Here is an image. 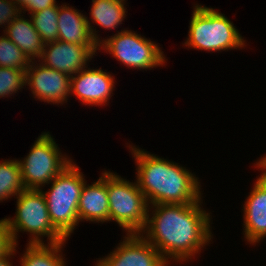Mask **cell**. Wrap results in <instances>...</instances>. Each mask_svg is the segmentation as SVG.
I'll list each match as a JSON object with an SVG mask.
<instances>
[{"mask_svg":"<svg viewBox=\"0 0 266 266\" xmlns=\"http://www.w3.org/2000/svg\"><path fill=\"white\" fill-rule=\"evenodd\" d=\"M202 204L203 198L191 204L148 206L146 224L140 234L170 265L187 264L198 255L201 257V250L212 244V212Z\"/></svg>","mask_w":266,"mask_h":266,"instance_id":"1","label":"cell"},{"mask_svg":"<svg viewBox=\"0 0 266 266\" xmlns=\"http://www.w3.org/2000/svg\"><path fill=\"white\" fill-rule=\"evenodd\" d=\"M126 146L134 158L135 179L148 205L191 204L204 198L201 180L190 169L152 154L132 142Z\"/></svg>","mask_w":266,"mask_h":266,"instance_id":"2","label":"cell"},{"mask_svg":"<svg viewBox=\"0 0 266 266\" xmlns=\"http://www.w3.org/2000/svg\"><path fill=\"white\" fill-rule=\"evenodd\" d=\"M191 15L188 37L182 43L188 50L221 53L247 47L246 39L221 11L196 3Z\"/></svg>","mask_w":266,"mask_h":266,"instance_id":"3","label":"cell"},{"mask_svg":"<svg viewBox=\"0 0 266 266\" xmlns=\"http://www.w3.org/2000/svg\"><path fill=\"white\" fill-rule=\"evenodd\" d=\"M75 161L70 163L48 185L43 193L53 226L67 239L79 225L78 203L86 179Z\"/></svg>","mask_w":266,"mask_h":266,"instance_id":"4","label":"cell"},{"mask_svg":"<svg viewBox=\"0 0 266 266\" xmlns=\"http://www.w3.org/2000/svg\"><path fill=\"white\" fill-rule=\"evenodd\" d=\"M16 199L15 216L5 217L15 245H19V232L27 233V242L60 243L68 241L52 224L46 199L41 190L25 189ZM47 238L46 240L44 238ZM46 241V242H45Z\"/></svg>","mask_w":266,"mask_h":266,"instance_id":"5","label":"cell"},{"mask_svg":"<svg viewBox=\"0 0 266 266\" xmlns=\"http://www.w3.org/2000/svg\"><path fill=\"white\" fill-rule=\"evenodd\" d=\"M109 223L115 222L125 234L140 233L146 224L148 203L136 179L132 182L107 170Z\"/></svg>","mask_w":266,"mask_h":266,"instance_id":"6","label":"cell"},{"mask_svg":"<svg viewBox=\"0 0 266 266\" xmlns=\"http://www.w3.org/2000/svg\"><path fill=\"white\" fill-rule=\"evenodd\" d=\"M49 131L41 132L29 153L17 159L25 189H43L74 160L63 153Z\"/></svg>","mask_w":266,"mask_h":266,"instance_id":"7","label":"cell"},{"mask_svg":"<svg viewBox=\"0 0 266 266\" xmlns=\"http://www.w3.org/2000/svg\"><path fill=\"white\" fill-rule=\"evenodd\" d=\"M127 29L117 30L115 34L103 38L98 52L103 50L104 53H109L121 65L132 70L147 71L166 66L168 59L156 42L137 31Z\"/></svg>","mask_w":266,"mask_h":266,"instance_id":"8","label":"cell"},{"mask_svg":"<svg viewBox=\"0 0 266 266\" xmlns=\"http://www.w3.org/2000/svg\"><path fill=\"white\" fill-rule=\"evenodd\" d=\"M95 266H171L140 234L123 235L120 243L105 257L94 261Z\"/></svg>","mask_w":266,"mask_h":266,"instance_id":"9","label":"cell"},{"mask_svg":"<svg viewBox=\"0 0 266 266\" xmlns=\"http://www.w3.org/2000/svg\"><path fill=\"white\" fill-rule=\"evenodd\" d=\"M26 86L36 101L62 106L70 98V76L39 61H31L26 69Z\"/></svg>","mask_w":266,"mask_h":266,"instance_id":"10","label":"cell"},{"mask_svg":"<svg viewBox=\"0 0 266 266\" xmlns=\"http://www.w3.org/2000/svg\"><path fill=\"white\" fill-rule=\"evenodd\" d=\"M253 168L261 170L243 205V234L246 244L256 246L266 238V168L255 161ZM264 239V240H263Z\"/></svg>","mask_w":266,"mask_h":266,"instance_id":"11","label":"cell"},{"mask_svg":"<svg viewBox=\"0 0 266 266\" xmlns=\"http://www.w3.org/2000/svg\"><path fill=\"white\" fill-rule=\"evenodd\" d=\"M106 70L90 68L70 77V97H76L85 106H107L115 90V77Z\"/></svg>","mask_w":266,"mask_h":266,"instance_id":"12","label":"cell"},{"mask_svg":"<svg viewBox=\"0 0 266 266\" xmlns=\"http://www.w3.org/2000/svg\"><path fill=\"white\" fill-rule=\"evenodd\" d=\"M99 51L98 45H80L56 40L44 44L39 62L70 77L85 69Z\"/></svg>","mask_w":266,"mask_h":266,"instance_id":"13","label":"cell"},{"mask_svg":"<svg viewBox=\"0 0 266 266\" xmlns=\"http://www.w3.org/2000/svg\"><path fill=\"white\" fill-rule=\"evenodd\" d=\"M99 179L84 184L78 203L80 222L108 223L109 200L107 192V170L102 171Z\"/></svg>","mask_w":266,"mask_h":266,"instance_id":"14","label":"cell"},{"mask_svg":"<svg viewBox=\"0 0 266 266\" xmlns=\"http://www.w3.org/2000/svg\"><path fill=\"white\" fill-rule=\"evenodd\" d=\"M127 1L92 0L89 12L91 16L89 18L87 16L86 19L92 38L98 46L103 42V39L100 34L98 35L100 31L97 30L96 26H100L105 30H117L120 25L124 24L122 22L126 19V14L128 13L126 7Z\"/></svg>","mask_w":266,"mask_h":266,"instance_id":"15","label":"cell"},{"mask_svg":"<svg viewBox=\"0 0 266 266\" xmlns=\"http://www.w3.org/2000/svg\"><path fill=\"white\" fill-rule=\"evenodd\" d=\"M87 16L69 4H59L58 40L80 45H97L90 33Z\"/></svg>","mask_w":266,"mask_h":266,"instance_id":"16","label":"cell"},{"mask_svg":"<svg viewBox=\"0 0 266 266\" xmlns=\"http://www.w3.org/2000/svg\"><path fill=\"white\" fill-rule=\"evenodd\" d=\"M24 17V13H20L2 33L20 48L30 61H38L42 56L44 43L30 17Z\"/></svg>","mask_w":266,"mask_h":266,"instance_id":"17","label":"cell"},{"mask_svg":"<svg viewBox=\"0 0 266 266\" xmlns=\"http://www.w3.org/2000/svg\"><path fill=\"white\" fill-rule=\"evenodd\" d=\"M67 241L60 243H27L25 251L19 256L21 266H66L64 247Z\"/></svg>","mask_w":266,"mask_h":266,"instance_id":"18","label":"cell"},{"mask_svg":"<svg viewBox=\"0 0 266 266\" xmlns=\"http://www.w3.org/2000/svg\"><path fill=\"white\" fill-rule=\"evenodd\" d=\"M24 190L18 160H0V203L15 198Z\"/></svg>","mask_w":266,"mask_h":266,"instance_id":"19","label":"cell"},{"mask_svg":"<svg viewBox=\"0 0 266 266\" xmlns=\"http://www.w3.org/2000/svg\"><path fill=\"white\" fill-rule=\"evenodd\" d=\"M59 4L28 15L44 44L58 40Z\"/></svg>","mask_w":266,"mask_h":266,"instance_id":"20","label":"cell"},{"mask_svg":"<svg viewBox=\"0 0 266 266\" xmlns=\"http://www.w3.org/2000/svg\"><path fill=\"white\" fill-rule=\"evenodd\" d=\"M31 61L5 34L0 36V67L26 70Z\"/></svg>","mask_w":266,"mask_h":266,"instance_id":"21","label":"cell"},{"mask_svg":"<svg viewBox=\"0 0 266 266\" xmlns=\"http://www.w3.org/2000/svg\"><path fill=\"white\" fill-rule=\"evenodd\" d=\"M26 87V70L0 67V99L11 98Z\"/></svg>","mask_w":266,"mask_h":266,"instance_id":"22","label":"cell"},{"mask_svg":"<svg viewBox=\"0 0 266 266\" xmlns=\"http://www.w3.org/2000/svg\"><path fill=\"white\" fill-rule=\"evenodd\" d=\"M20 13L13 0H0V27L5 30Z\"/></svg>","mask_w":266,"mask_h":266,"instance_id":"23","label":"cell"},{"mask_svg":"<svg viewBox=\"0 0 266 266\" xmlns=\"http://www.w3.org/2000/svg\"><path fill=\"white\" fill-rule=\"evenodd\" d=\"M15 247L8 223L5 218L0 220V257L10 253Z\"/></svg>","mask_w":266,"mask_h":266,"instance_id":"24","label":"cell"},{"mask_svg":"<svg viewBox=\"0 0 266 266\" xmlns=\"http://www.w3.org/2000/svg\"><path fill=\"white\" fill-rule=\"evenodd\" d=\"M56 0H28V4L20 11L21 13L30 15L32 13L40 12L48 7L56 6Z\"/></svg>","mask_w":266,"mask_h":266,"instance_id":"25","label":"cell"},{"mask_svg":"<svg viewBox=\"0 0 266 266\" xmlns=\"http://www.w3.org/2000/svg\"><path fill=\"white\" fill-rule=\"evenodd\" d=\"M17 248H19L18 245H15L14 249L10 253L6 254L3 257H0V266H15L13 265L14 261L12 260V258L17 255L16 253H19L17 252Z\"/></svg>","mask_w":266,"mask_h":266,"instance_id":"26","label":"cell"},{"mask_svg":"<svg viewBox=\"0 0 266 266\" xmlns=\"http://www.w3.org/2000/svg\"><path fill=\"white\" fill-rule=\"evenodd\" d=\"M14 3L18 6L20 11L28 4V0H13Z\"/></svg>","mask_w":266,"mask_h":266,"instance_id":"27","label":"cell"},{"mask_svg":"<svg viewBox=\"0 0 266 266\" xmlns=\"http://www.w3.org/2000/svg\"><path fill=\"white\" fill-rule=\"evenodd\" d=\"M257 161L266 168V153L263 155V157L258 158Z\"/></svg>","mask_w":266,"mask_h":266,"instance_id":"28","label":"cell"}]
</instances>
